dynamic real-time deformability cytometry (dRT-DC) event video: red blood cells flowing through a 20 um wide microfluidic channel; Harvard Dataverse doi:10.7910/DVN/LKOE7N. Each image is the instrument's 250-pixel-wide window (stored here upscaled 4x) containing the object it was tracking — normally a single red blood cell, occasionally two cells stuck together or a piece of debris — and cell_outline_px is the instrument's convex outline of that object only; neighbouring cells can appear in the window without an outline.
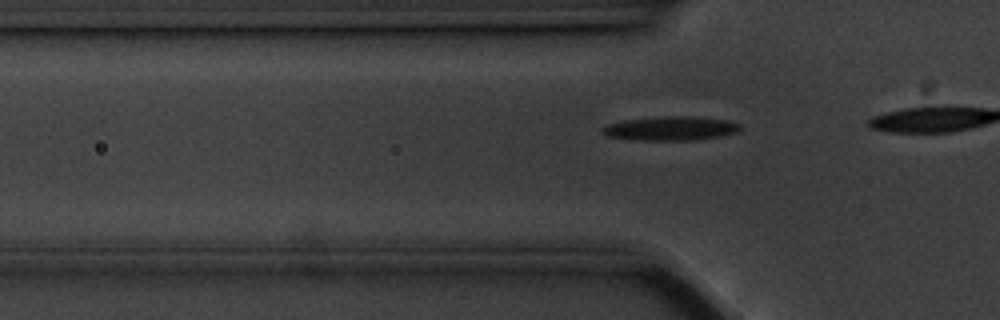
{"species": "common noctule bat (a hibernating species)", "species_latin": "Nyctalus noctula", "temperature_condition": "cold", "stored_images_in_passage": 19, "camera_frame_rate_fps": 3000, "um_per_image_px": 0.085, "animal": {"sex": "male", "body_mass_g": 20.1, "forearm_length_mm": 53.5}, "frame": {"image": 1, "passage_image": 14, "time_ms": 4.333, "image_size_px": [1000, 320], "cell_outline_px": [[740, 132], [720, 136], [692, 140], [632, 140], [608, 136], [600, 132], [600, 128], [608, 124], [624, 120], [664, 116], [692, 116], [728, 120], [740, 124]], "centroid_in_image_um": [56.99, 10.91], "position_along_channel_um": 68.8, "area_um2": 19.42}}